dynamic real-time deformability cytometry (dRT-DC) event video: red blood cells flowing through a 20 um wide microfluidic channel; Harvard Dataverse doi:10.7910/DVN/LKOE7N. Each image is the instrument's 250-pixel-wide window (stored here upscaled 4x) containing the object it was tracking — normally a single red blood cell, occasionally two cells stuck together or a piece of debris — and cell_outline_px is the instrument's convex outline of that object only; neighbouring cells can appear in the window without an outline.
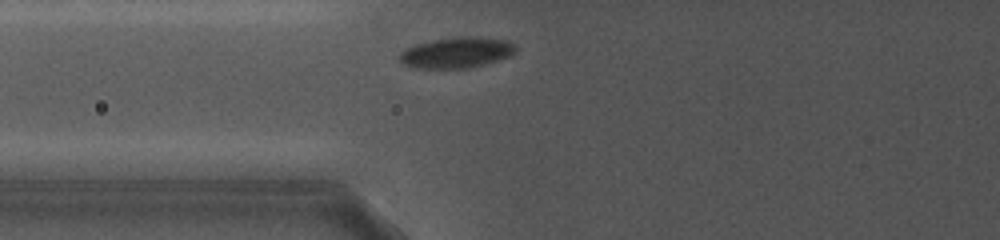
{"species": "common noctule bat (a hibernating species)", "species_latin": "Nyctalus noctula", "temperature_condition": "cold", "stored_images_in_passage": 29, "camera_frame_rate_fps": 5000, "um_per_image_px": 0.085, "animal": {"sex": "female", "body_mass_g": 19.0, "forearm_length_mm": 56.7}, "frame": {"image": 1, "passage_image": 2, "time_ms": 0.6, "image_size_px": [1000, 240], "cell_outline_px": [[516, 52], [508, 56], [480, 64], [464, 68], [424, 68], [404, 64], [400, 60], [400, 52], [404, 48], [416, 44], [432, 40], [452, 36], [480, 36], [508, 40], [516, 44]], "centroid_in_image_um": [38.82, 4.42], "position_along_channel_um": 87.0, "area_um2": 20.69}}
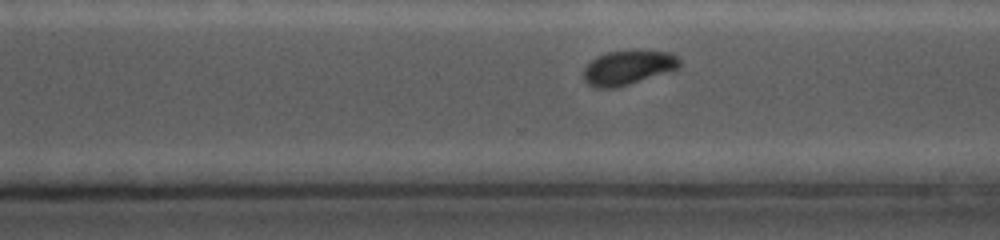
{"frame": {"image": 2, "passage_image": 21, "time_ms": 6.6, "image_size_px": [1000, 240], "cell_outline_px": [[680, 64], [676, 68], [616, 88], [596, 88], [588, 84], [584, 80], [584, 68], [596, 56], [608, 52], [636, 48], [672, 52], [680, 60]], "centroid_in_image_um": [53.36, 5.69], "position_along_channel_um": 317.2, "area_um2": 19.36}}
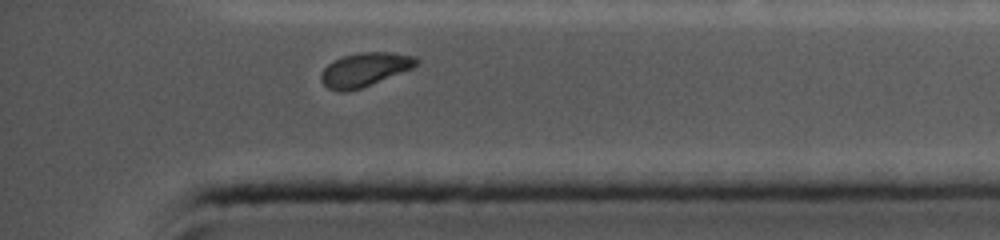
{"frame": {"image": 3, "passage_image": 29, "time_ms": 8.8, "image_size_px": [1000, 240], "cell_outline_px": [[420, 60], [412, 68], [360, 88], [344, 92], [340, 92], [328, 88], [320, 80], [320, 72], [328, 64], [344, 56], [360, 52], [392, 52], [416, 56]], "centroid_in_image_um": [30.99, 5.9], "position_along_channel_um": 404.2, "area_um2": 18.55}}